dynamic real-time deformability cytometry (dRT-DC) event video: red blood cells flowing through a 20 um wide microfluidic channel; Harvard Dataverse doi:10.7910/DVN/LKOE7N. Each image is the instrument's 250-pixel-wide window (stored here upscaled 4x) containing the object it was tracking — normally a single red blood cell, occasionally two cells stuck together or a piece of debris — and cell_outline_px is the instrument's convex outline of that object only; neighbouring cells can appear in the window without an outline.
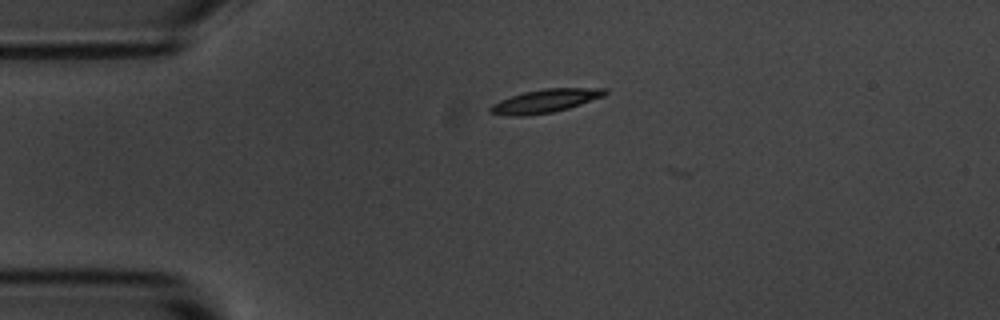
{"species": "common noctule bat (a hibernating species)", "species_latin": "Nyctalus noctula", "temperature_condition": "room temperature", "stored_images_in_passage": 3, "camera_frame_rate_fps": 3000, "um_per_image_px": 0.085, "animal": {"sex": "male", "body_mass_g": 20.1, "forearm_length_mm": 53.5}, "frame": {"image": 1, "passage_image": 1, "time_ms": 0.0, "image_size_px": [1000, 320], "cell_outline_px": [[608, 92], [604, 96], [568, 108], [552, 112], [524, 116], [516, 116], [488, 112], [488, 108], [492, 104], [500, 100], [524, 92], [544, 88], [608, 88]], "centroid_in_image_um": [46.36, 8.57], "position_along_channel_um": 38.6, "area_um2": 15.49}}